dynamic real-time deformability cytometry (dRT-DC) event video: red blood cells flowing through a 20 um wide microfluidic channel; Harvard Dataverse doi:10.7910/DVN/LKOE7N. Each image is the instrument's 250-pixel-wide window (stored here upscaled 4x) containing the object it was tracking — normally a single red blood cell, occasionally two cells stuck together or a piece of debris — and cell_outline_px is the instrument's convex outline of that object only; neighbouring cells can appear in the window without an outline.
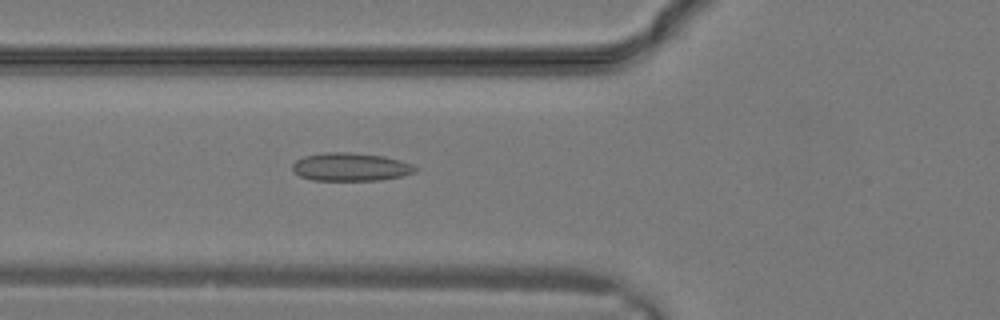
{"species": "common noctule bat (a hibernating species)", "species_latin": "Nyctalus noctula", "temperature_condition": "warm", "stored_images_in_passage": 31, "camera_frame_rate_fps": 3000, "um_per_image_px": 0.085, "animal": {"sex": "male", "body_mass_g": 19.2, "forearm_length_mm": 51.8}, "frame": {"image": 1, "passage_image": 12, "time_ms": 3.667, "image_size_px": [1000, 320], "cell_outline_px": [[416, 172], [400, 176], [380, 180], [312, 180], [300, 176], [292, 168], [292, 164], [296, 160], [304, 156], [324, 152], [348, 152], [384, 156], [400, 160], [412, 164], [416, 168]], "centroid_in_image_um": [29.79, 14.18], "position_along_channel_um": 96.0, "area_um2": 20.06}}
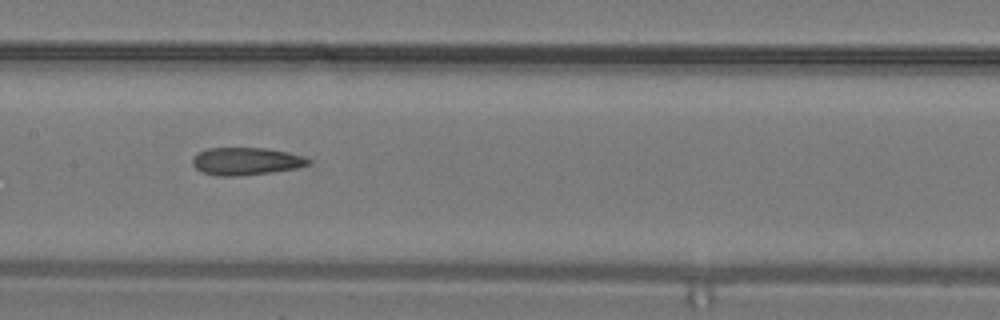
{"frame": {"image": 2, "passage_image": 16, "time_ms": 5.0, "image_size_px": [1000, 320], "cell_outline_px": [[312, 164], [296, 168], [272, 172], [240, 176], [216, 176], [204, 172], [196, 168], [192, 164], [192, 156], [196, 152], [208, 148], [268, 148], [288, 152], [312, 160]], "centroid_in_image_um": [20.9, 13.7], "position_along_channel_um": 186.5, "area_um2": 18.79}}
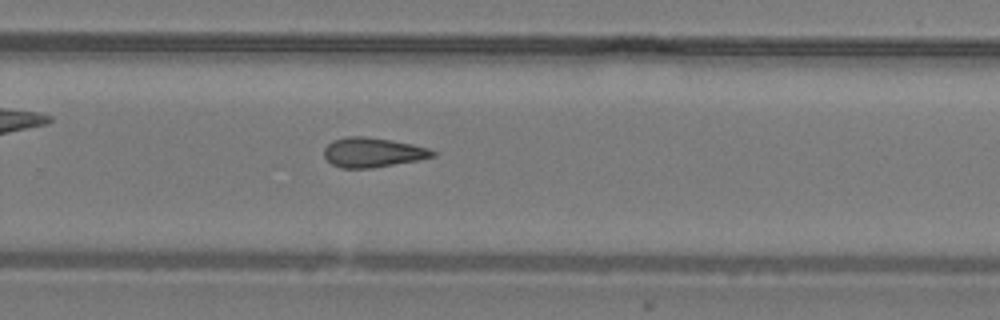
{"frame": {"image": 3, "passage_image": 21, "time_ms": 6.667, "image_size_px": [1000, 320], "cell_outline_px": [[436, 156], [416, 160], [372, 168], [340, 168], [332, 164], [324, 156], [324, 148], [332, 140], [348, 136], [364, 136], [392, 140], [412, 144], [428, 148], [436, 152]], "centroid_in_image_um": [31.66, 12.95], "position_along_channel_um": 298.1, "area_um2": 18.67}}